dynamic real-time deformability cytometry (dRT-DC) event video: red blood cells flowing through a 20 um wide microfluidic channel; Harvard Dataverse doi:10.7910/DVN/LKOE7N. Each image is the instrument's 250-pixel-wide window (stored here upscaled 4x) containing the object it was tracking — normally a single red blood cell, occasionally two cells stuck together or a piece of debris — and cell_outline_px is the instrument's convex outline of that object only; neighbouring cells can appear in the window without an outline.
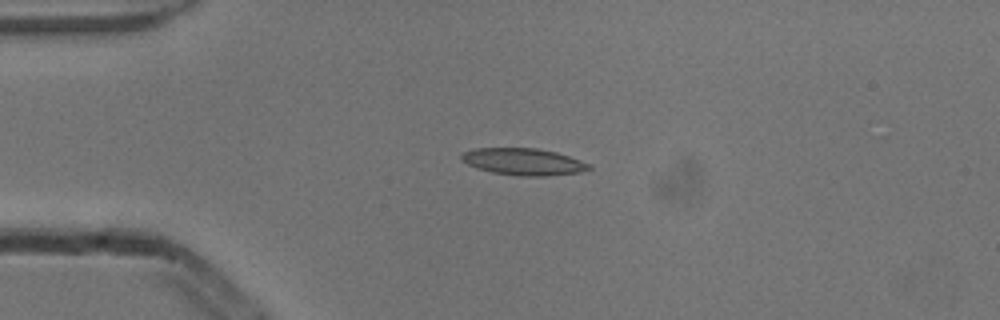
{"species": "common noctule bat (a hibernating species)", "species_latin": "Nyctalus noctula", "temperature_condition": "cold", "stored_images_in_passage": 3, "camera_frame_rate_fps": 3000, "um_per_image_px": 0.085, "animal": {"sex": "male", "body_mass_g": 13.3}, "frame": {"image": 1, "passage_image": 2, "time_ms": 0.333, "image_size_px": [1000, 320], "cell_outline_px": [[592, 168], [580, 172], [548, 176], [516, 176], [492, 172], [476, 168], [460, 160], [460, 156], [464, 152], [476, 148], [536, 148], [556, 152], [592, 164]], "centroid_in_image_um": [44.49, 13.75], "position_along_channel_um": 40.5, "area_um2": 20.06}}